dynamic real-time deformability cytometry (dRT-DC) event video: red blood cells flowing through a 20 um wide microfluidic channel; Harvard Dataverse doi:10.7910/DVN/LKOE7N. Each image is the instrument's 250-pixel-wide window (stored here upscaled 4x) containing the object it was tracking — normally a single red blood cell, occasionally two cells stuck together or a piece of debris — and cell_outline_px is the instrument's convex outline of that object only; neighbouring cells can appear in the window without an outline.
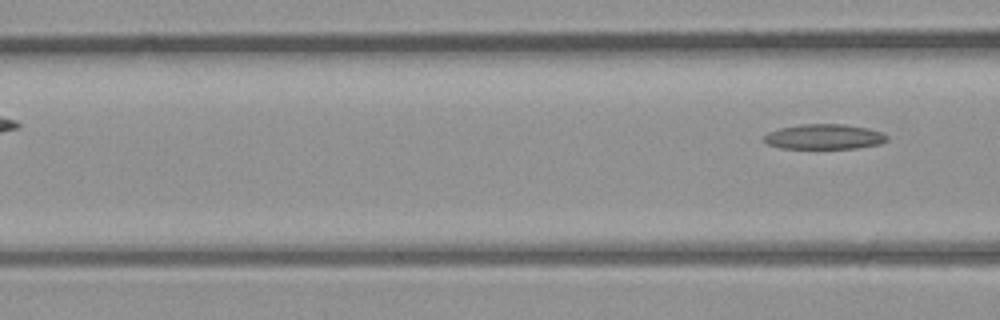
{"species": "common noctule bat (a hibernating species)", "species_latin": "Nyctalus noctula", "temperature_condition": "room temperature", "stored_images_in_passage": 3, "camera_frame_rate_fps": 3000, "um_per_image_px": 0.085, "animal": {"sex": "male", "body_mass_g": 23.1, "forearm_length_mm": 52.7}, "frame": {"image": 1, "passage_image": 3, "time_ms": 2.333, "image_size_px": [1000, 320], "cell_outline_px": [[888, 140], [880, 144], [856, 148], [780, 148], [768, 144], [760, 140], [768, 132], [780, 128], [800, 124], [844, 124], [868, 128], [880, 132], [888, 136]], "centroid_in_image_um": [70.03, 11.62], "position_along_channel_um": 96.6, "area_um2": 18.03}}